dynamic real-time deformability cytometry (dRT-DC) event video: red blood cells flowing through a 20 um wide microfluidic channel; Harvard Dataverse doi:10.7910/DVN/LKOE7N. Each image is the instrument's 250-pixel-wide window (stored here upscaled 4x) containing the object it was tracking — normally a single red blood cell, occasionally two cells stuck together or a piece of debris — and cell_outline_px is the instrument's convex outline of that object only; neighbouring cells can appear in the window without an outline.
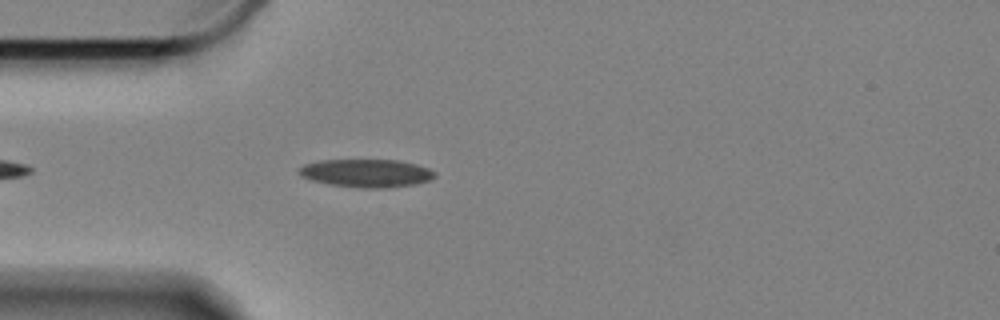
{"species": "Egyptian fruit bat (a non-hibernating species)", "species_latin": "Rousettus aegyptiacus", "temperature_condition": "cold", "stored_images_in_passage": 20, "camera_frame_rate_fps": 3000, "um_per_image_px": 0.085, "animal": {"sex": "female"}, "frame": {"image": 1, "passage_image": 5, "time_ms": 1.333, "image_size_px": [1000, 320], "cell_outline_px": [[436, 176], [428, 180], [416, 184], [388, 188], [360, 188], [328, 184], [312, 180], [300, 176], [300, 168], [304, 164], [320, 160], [396, 160], [416, 164], [428, 168], [436, 172]], "centroid_in_image_um": [31.16, 14.72], "position_along_channel_um": 53.8, "area_um2": 22.2}}
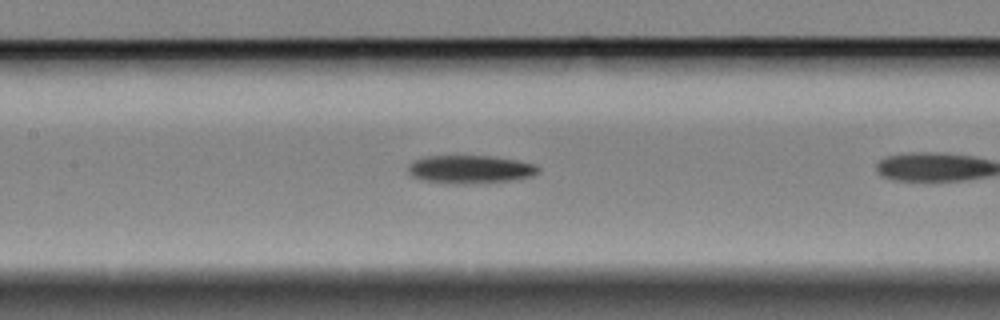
{"frame": {"image": 2, "passage_image": 12, "time_ms": 3.667, "image_size_px": [1000, 320], "cell_outline_px": [[540, 172], [532, 176], [516, 180], [464, 184], [456, 184], [424, 180], [412, 176], [408, 172], [408, 164], [416, 160], [428, 156], [488, 156], [516, 160], [536, 164], [540, 168]], "centroid_in_image_um": [40.01, 14.4], "position_along_channel_um": 167.4, "area_um2": 21.33}}
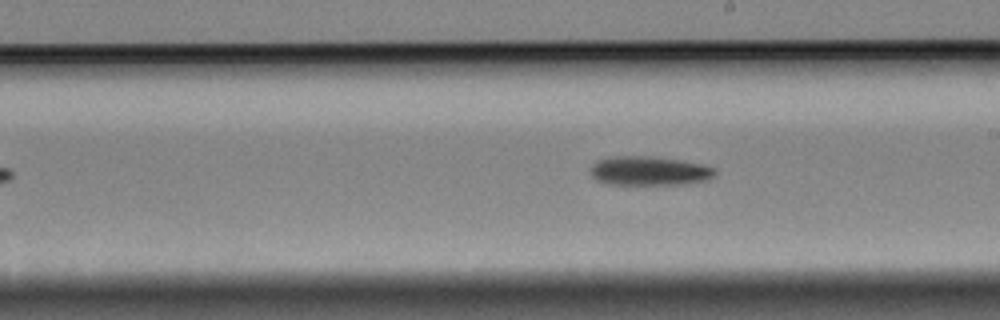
{"frame": {"image": 3, "passage_image": 18, "time_ms": 5.667, "image_size_px": [1000, 320], "cell_outline_px": [[716, 172], [708, 180], [688, 184], [608, 184], [596, 180], [592, 176], [592, 164], [596, 160], [612, 156], [648, 156], [680, 160], [700, 164], [716, 168]], "centroid_in_image_um": [55.18, 14.52], "position_along_channel_um": 233.8, "area_um2": 21.1}}